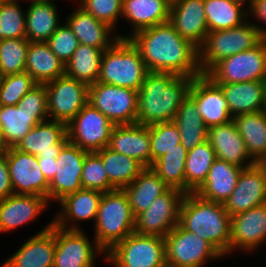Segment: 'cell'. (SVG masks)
Instances as JSON below:
<instances>
[{
	"mask_svg": "<svg viewBox=\"0 0 266 267\" xmlns=\"http://www.w3.org/2000/svg\"><path fill=\"white\" fill-rule=\"evenodd\" d=\"M128 39L138 49L149 72L191 78L202 75L199 49L182 38L169 22L140 30Z\"/></svg>",
	"mask_w": 266,
	"mask_h": 267,
	"instance_id": "obj_1",
	"label": "cell"
},
{
	"mask_svg": "<svg viewBox=\"0 0 266 267\" xmlns=\"http://www.w3.org/2000/svg\"><path fill=\"white\" fill-rule=\"evenodd\" d=\"M193 78L172 73L148 72L138 91L136 124L173 121Z\"/></svg>",
	"mask_w": 266,
	"mask_h": 267,
	"instance_id": "obj_2",
	"label": "cell"
},
{
	"mask_svg": "<svg viewBox=\"0 0 266 267\" xmlns=\"http://www.w3.org/2000/svg\"><path fill=\"white\" fill-rule=\"evenodd\" d=\"M178 224L210 242L224 257L230 255L231 216L223 203L186 193L181 202Z\"/></svg>",
	"mask_w": 266,
	"mask_h": 267,
	"instance_id": "obj_3",
	"label": "cell"
},
{
	"mask_svg": "<svg viewBox=\"0 0 266 267\" xmlns=\"http://www.w3.org/2000/svg\"><path fill=\"white\" fill-rule=\"evenodd\" d=\"M135 217L124 189L102 193L94 223V238L105 251L134 232Z\"/></svg>",
	"mask_w": 266,
	"mask_h": 267,
	"instance_id": "obj_4",
	"label": "cell"
},
{
	"mask_svg": "<svg viewBox=\"0 0 266 267\" xmlns=\"http://www.w3.org/2000/svg\"><path fill=\"white\" fill-rule=\"evenodd\" d=\"M148 72L134 44L119 38L104 50L97 82L139 91Z\"/></svg>",
	"mask_w": 266,
	"mask_h": 267,
	"instance_id": "obj_5",
	"label": "cell"
},
{
	"mask_svg": "<svg viewBox=\"0 0 266 267\" xmlns=\"http://www.w3.org/2000/svg\"><path fill=\"white\" fill-rule=\"evenodd\" d=\"M249 20L234 28L208 32L199 48V69L202 74H206L222 59L254 48L265 38L253 24L254 21Z\"/></svg>",
	"mask_w": 266,
	"mask_h": 267,
	"instance_id": "obj_6",
	"label": "cell"
},
{
	"mask_svg": "<svg viewBox=\"0 0 266 267\" xmlns=\"http://www.w3.org/2000/svg\"><path fill=\"white\" fill-rule=\"evenodd\" d=\"M104 259L114 267H167L165 240L133 232L107 251Z\"/></svg>",
	"mask_w": 266,
	"mask_h": 267,
	"instance_id": "obj_7",
	"label": "cell"
},
{
	"mask_svg": "<svg viewBox=\"0 0 266 267\" xmlns=\"http://www.w3.org/2000/svg\"><path fill=\"white\" fill-rule=\"evenodd\" d=\"M164 240L167 267H205L207 262L224 257L210 242L179 224Z\"/></svg>",
	"mask_w": 266,
	"mask_h": 267,
	"instance_id": "obj_8",
	"label": "cell"
},
{
	"mask_svg": "<svg viewBox=\"0 0 266 267\" xmlns=\"http://www.w3.org/2000/svg\"><path fill=\"white\" fill-rule=\"evenodd\" d=\"M205 75L214 83H240L265 80L266 38L252 49L222 59Z\"/></svg>",
	"mask_w": 266,
	"mask_h": 267,
	"instance_id": "obj_9",
	"label": "cell"
},
{
	"mask_svg": "<svg viewBox=\"0 0 266 267\" xmlns=\"http://www.w3.org/2000/svg\"><path fill=\"white\" fill-rule=\"evenodd\" d=\"M88 103L114 125H130L137 121L138 91L106 83L89 85Z\"/></svg>",
	"mask_w": 266,
	"mask_h": 267,
	"instance_id": "obj_10",
	"label": "cell"
},
{
	"mask_svg": "<svg viewBox=\"0 0 266 267\" xmlns=\"http://www.w3.org/2000/svg\"><path fill=\"white\" fill-rule=\"evenodd\" d=\"M114 124L99 110L87 103L68 123V141L88 152L108 147Z\"/></svg>",
	"mask_w": 266,
	"mask_h": 267,
	"instance_id": "obj_11",
	"label": "cell"
},
{
	"mask_svg": "<svg viewBox=\"0 0 266 267\" xmlns=\"http://www.w3.org/2000/svg\"><path fill=\"white\" fill-rule=\"evenodd\" d=\"M45 88L50 120L68 125L88 103L89 85L66 75L45 83Z\"/></svg>",
	"mask_w": 266,
	"mask_h": 267,
	"instance_id": "obj_12",
	"label": "cell"
},
{
	"mask_svg": "<svg viewBox=\"0 0 266 267\" xmlns=\"http://www.w3.org/2000/svg\"><path fill=\"white\" fill-rule=\"evenodd\" d=\"M185 193L176 188L157 197L149 208L135 217L134 232L165 237L179 223V211Z\"/></svg>",
	"mask_w": 266,
	"mask_h": 267,
	"instance_id": "obj_13",
	"label": "cell"
},
{
	"mask_svg": "<svg viewBox=\"0 0 266 267\" xmlns=\"http://www.w3.org/2000/svg\"><path fill=\"white\" fill-rule=\"evenodd\" d=\"M83 230H67L56 225L53 267H95L96 257L106 252Z\"/></svg>",
	"mask_w": 266,
	"mask_h": 267,
	"instance_id": "obj_14",
	"label": "cell"
},
{
	"mask_svg": "<svg viewBox=\"0 0 266 267\" xmlns=\"http://www.w3.org/2000/svg\"><path fill=\"white\" fill-rule=\"evenodd\" d=\"M3 150L14 194L40 195L48 200L49 181L42 173L37 157L15 147Z\"/></svg>",
	"mask_w": 266,
	"mask_h": 267,
	"instance_id": "obj_15",
	"label": "cell"
},
{
	"mask_svg": "<svg viewBox=\"0 0 266 267\" xmlns=\"http://www.w3.org/2000/svg\"><path fill=\"white\" fill-rule=\"evenodd\" d=\"M88 151L69 141L62 147L56 158L57 171L49 182L48 202H59L65 196L83 189L81 176Z\"/></svg>",
	"mask_w": 266,
	"mask_h": 267,
	"instance_id": "obj_16",
	"label": "cell"
},
{
	"mask_svg": "<svg viewBox=\"0 0 266 267\" xmlns=\"http://www.w3.org/2000/svg\"><path fill=\"white\" fill-rule=\"evenodd\" d=\"M188 95L195 101L207 128L233 120L223 90L207 75L193 78Z\"/></svg>",
	"mask_w": 266,
	"mask_h": 267,
	"instance_id": "obj_17",
	"label": "cell"
},
{
	"mask_svg": "<svg viewBox=\"0 0 266 267\" xmlns=\"http://www.w3.org/2000/svg\"><path fill=\"white\" fill-rule=\"evenodd\" d=\"M29 238L0 267H53L56 248L53 220Z\"/></svg>",
	"mask_w": 266,
	"mask_h": 267,
	"instance_id": "obj_18",
	"label": "cell"
},
{
	"mask_svg": "<svg viewBox=\"0 0 266 267\" xmlns=\"http://www.w3.org/2000/svg\"><path fill=\"white\" fill-rule=\"evenodd\" d=\"M266 243V203L231 217L230 254L256 251Z\"/></svg>",
	"mask_w": 266,
	"mask_h": 267,
	"instance_id": "obj_19",
	"label": "cell"
},
{
	"mask_svg": "<svg viewBox=\"0 0 266 267\" xmlns=\"http://www.w3.org/2000/svg\"><path fill=\"white\" fill-rule=\"evenodd\" d=\"M168 22L182 38L190 41L198 49L203 45L209 32L204 0L172 1Z\"/></svg>",
	"mask_w": 266,
	"mask_h": 267,
	"instance_id": "obj_20",
	"label": "cell"
},
{
	"mask_svg": "<svg viewBox=\"0 0 266 267\" xmlns=\"http://www.w3.org/2000/svg\"><path fill=\"white\" fill-rule=\"evenodd\" d=\"M266 203V176L255 164L243 168L235 189L224 202V207L232 217L251 208Z\"/></svg>",
	"mask_w": 266,
	"mask_h": 267,
	"instance_id": "obj_21",
	"label": "cell"
},
{
	"mask_svg": "<svg viewBox=\"0 0 266 267\" xmlns=\"http://www.w3.org/2000/svg\"><path fill=\"white\" fill-rule=\"evenodd\" d=\"M101 197L102 192L90 189L68 194L58 202L61 211L56 213L53 223L67 230H82L78 225L79 221L93 220L95 223Z\"/></svg>",
	"mask_w": 266,
	"mask_h": 267,
	"instance_id": "obj_22",
	"label": "cell"
},
{
	"mask_svg": "<svg viewBox=\"0 0 266 267\" xmlns=\"http://www.w3.org/2000/svg\"><path fill=\"white\" fill-rule=\"evenodd\" d=\"M67 142V125L48 119L33 127L15 148L36 157L56 159Z\"/></svg>",
	"mask_w": 266,
	"mask_h": 267,
	"instance_id": "obj_23",
	"label": "cell"
},
{
	"mask_svg": "<svg viewBox=\"0 0 266 267\" xmlns=\"http://www.w3.org/2000/svg\"><path fill=\"white\" fill-rule=\"evenodd\" d=\"M48 204L47 198L40 195L13 194L1 199L0 233H8L37 219Z\"/></svg>",
	"mask_w": 266,
	"mask_h": 267,
	"instance_id": "obj_24",
	"label": "cell"
},
{
	"mask_svg": "<svg viewBox=\"0 0 266 267\" xmlns=\"http://www.w3.org/2000/svg\"><path fill=\"white\" fill-rule=\"evenodd\" d=\"M207 136L217 159L242 168L256 164L247 152L245 142L233 120L226 124L209 127Z\"/></svg>",
	"mask_w": 266,
	"mask_h": 267,
	"instance_id": "obj_25",
	"label": "cell"
},
{
	"mask_svg": "<svg viewBox=\"0 0 266 267\" xmlns=\"http://www.w3.org/2000/svg\"><path fill=\"white\" fill-rule=\"evenodd\" d=\"M108 147L113 151L136 159L145 167H151L149 125L136 123L115 125Z\"/></svg>",
	"mask_w": 266,
	"mask_h": 267,
	"instance_id": "obj_26",
	"label": "cell"
},
{
	"mask_svg": "<svg viewBox=\"0 0 266 267\" xmlns=\"http://www.w3.org/2000/svg\"><path fill=\"white\" fill-rule=\"evenodd\" d=\"M170 6L169 0H123L122 17L132 30L129 35L118 34V37L128 39L140 30L168 22Z\"/></svg>",
	"mask_w": 266,
	"mask_h": 267,
	"instance_id": "obj_27",
	"label": "cell"
},
{
	"mask_svg": "<svg viewBox=\"0 0 266 267\" xmlns=\"http://www.w3.org/2000/svg\"><path fill=\"white\" fill-rule=\"evenodd\" d=\"M77 7L66 17L65 22L78 38L79 44L104 51L119 39L118 34L113 32V28L96 19L79 5Z\"/></svg>",
	"mask_w": 266,
	"mask_h": 267,
	"instance_id": "obj_28",
	"label": "cell"
},
{
	"mask_svg": "<svg viewBox=\"0 0 266 267\" xmlns=\"http://www.w3.org/2000/svg\"><path fill=\"white\" fill-rule=\"evenodd\" d=\"M48 119V112H27L18 105L0 106L1 149L15 147L33 127Z\"/></svg>",
	"mask_w": 266,
	"mask_h": 267,
	"instance_id": "obj_29",
	"label": "cell"
},
{
	"mask_svg": "<svg viewBox=\"0 0 266 267\" xmlns=\"http://www.w3.org/2000/svg\"><path fill=\"white\" fill-rule=\"evenodd\" d=\"M215 84L223 90L233 118L265 110V80Z\"/></svg>",
	"mask_w": 266,
	"mask_h": 267,
	"instance_id": "obj_30",
	"label": "cell"
},
{
	"mask_svg": "<svg viewBox=\"0 0 266 267\" xmlns=\"http://www.w3.org/2000/svg\"><path fill=\"white\" fill-rule=\"evenodd\" d=\"M242 167L216 159L204 183L194 192L204 200L223 203L236 187Z\"/></svg>",
	"mask_w": 266,
	"mask_h": 267,
	"instance_id": "obj_31",
	"label": "cell"
},
{
	"mask_svg": "<svg viewBox=\"0 0 266 267\" xmlns=\"http://www.w3.org/2000/svg\"><path fill=\"white\" fill-rule=\"evenodd\" d=\"M25 72L37 84H45L65 75V64L50 50L47 42H29Z\"/></svg>",
	"mask_w": 266,
	"mask_h": 267,
	"instance_id": "obj_32",
	"label": "cell"
},
{
	"mask_svg": "<svg viewBox=\"0 0 266 267\" xmlns=\"http://www.w3.org/2000/svg\"><path fill=\"white\" fill-rule=\"evenodd\" d=\"M170 187L150 168L146 167L124 188L134 217L146 211L152 202Z\"/></svg>",
	"mask_w": 266,
	"mask_h": 267,
	"instance_id": "obj_33",
	"label": "cell"
},
{
	"mask_svg": "<svg viewBox=\"0 0 266 267\" xmlns=\"http://www.w3.org/2000/svg\"><path fill=\"white\" fill-rule=\"evenodd\" d=\"M25 11L26 38L29 42H46L61 25L54 1L30 3Z\"/></svg>",
	"mask_w": 266,
	"mask_h": 267,
	"instance_id": "obj_34",
	"label": "cell"
},
{
	"mask_svg": "<svg viewBox=\"0 0 266 267\" xmlns=\"http://www.w3.org/2000/svg\"><path fill=\"white\" fill-rule=\"evenodd\" d=\"M246 5L243 0H204L208 31L230 29L246 22L249 17Z\"/></svg>",
	"mask_w": 266,
	"mask_h": 267,
	"instance_id": "obj_35",
	"label": "cell"
},
{
	"mask_svg": "<svg viewBox=\"0 0 266 267\" xmlns=\"http://www.w3.org/2000/svg\"><path fill=\"white\" fill-rule=\"evenodd\" d=\"M173 121L179 129L181 144L187 150L207 141L208 128L198 112L195 101L189 95L183 99Z\"/></svg>",
	"mask_w": 266,
	"mask_h": 267,
	"instance_id": "obj_36",
	"label": "cell"
},
{
	"mask_svg": "<svg viewBox=\"0 0 266 267\" xmlns=\"http://www.w3.org/2000/svg\"><path fill=\"white\" fill-rule=\"evenodd\" d=\"M101 157L108 180L115 189H124L146 168L136 159L105 147L96 151Z\"/></svg>",
	"mask_w": 266,
	"mask_h": 267,
	"instance_id": "obj_37",
	"label": "cell"
},
{
	"mask_svg": "<svg viewBox=\"0 0 266 267\" xmlns=\"http://www.w3.org/2000/svg\"><path fill=\"white\" fill-rule=\"evenodd\" d=\"M247 152L257 162L266 154V110L246 113L233 118Z\"/></svg>",
	"mask_w": 266,
	"mask_h": 267,
	"instance_id": "obj_38",
	"label": "cell"
},
{
	"mask_svg": "<svg viewBox=\"0 0 266 267\" xmlns=\"http://www.w3.org/2000/svg\"><path fill=\"white\" fill-rule=\"evenodd\" d=\"M103 52L99 48L79 44L73 56L65 64V75L87 85L96 83Z\"/></svg>",
	"mask_w": 266,
	"mask_h": 267,
	"instance_id": "obj_39",
	"label": "cell"
},
{
	"mask_svg": "<svg viewBox=\"0 0 266 267\" xmlns=\"http://www.w3.org/2000/svg\"><path fill=\"white\" fill-rule=\"evenodd\" d=\"M216 154L209 141L188 150L185 166V194L194 193L205 181Z\"/></svg>",
	"mask_w": 266,
	"mask_h": 267,
	"instance_id": "obj_40",
	"label": "cell"
},
{
	"mask_svg": "<svg viewBox=\"0 0 266 267\" xmlns=\"http://www.w3.org/2000/svg\"><path fill=\"white\" fill-rule=\"evenodd\" d=\"M188 150L179 144L156 160L151 169L170 187L185 193V166Z\"/></svg>",
	"mask_w": 266,
	"mask_h": 267,
	"instance_id": "obj_41",
	"label": "cell"
},
{
	"mask_svg": "<svg viewBox=\"0 0 266 267\" xmlns=\"http://www.w3.org/2000/svg\"><path fill=\"white\" fill-rule=\"evenodd\" d=\"M27 38L0 40V77L25 72Z\"/></svg>",
	"mask_w": 266,
	"mask_h": 267,
	"instance_id": "obj_42",
	"label": "cell"
},
{
	"mask_svg": "<svg viewBox=\"0 0 266 267\" xmlns=\"http://www.w3.org/2000/svg\"><path fill=\"white\" fill-rule=\"evenodd\" d=\"M151 165L174 148H179L181 135L174 121L149 125Z\"/></svg>",
	"mask_w": 266,
	"mask_h": 267,
	"instance_id": "obj_43",
	"label": "cell"
},
{
	"mask_svg": "<svg viewBox=\"0 0 266 267\" xmlns=\"http://www.w3.org/2000/svg\"><path fill=\"white\" fill-rule=\"evenodd\" d=\"M26 11L18 1L0 2V40L26 38Z\"/></svg>",
	"mask_w": 266,
	"mask_h": 267,
	"instance_id": "obj_44",
	"label": "cell"
},
{
	"mask_svg": "<svg viewBox=\"0 0 266 267\" xmlns=\"http://www.w3.org/2000/svg\"><path fill=\"white\" fill-rule=\"evenodd\" d=\"M35 85L27 72L0 77V106H16Z\"/></svg>",
	"mask_w": 266,
	"mask_h": 267,
	"instance_id": "obj_45",
	"label": "cell"
},
{
	"mask_svg": "<svg viewBox=\"0 0 266 267\" xmlns=\"http://www.w3.org/2000/svg\"><path fill=\"white\" fill-rule=\"evenodd\" d=\"M81 184L83 189L102 193L115 189L108 180L101 157L96 152H88L85 156Z\"/></svg>",
	"mask_w": 266,
	"mask_h": 267,
	"instance_id": "obj_46",
	"label": "cell"
},
{
	"mask_svg": "<svg viewBox=\"0 0 266 267\" xmlns=\"http://www.w3.org/2000/svg\"><path fill=\"white\" fill-rule=\"evenodd\" d=\"M76 2L99 21L106 23L114 30L117 28L118 19L122 16L123 0H76Z\"/></svg>",
	"mask_w": 266,
	"mask_h": 267,
	"instance_id": "obj_47",
	"label": "cell"
},
{
	"mask_svg": "<svg viewBox=\"0 0 266 267\" xmlns=\"http://www.w3.org/2000/svg\"><path fill=\"white\" fill-rule=\"evenodd\" d=\"M46 42L64 64L70 60L79 45L78 38L66 22L61 24Z\"/></svg>",
	"mask_w": 266,
	"mask_h": 267,
	"instance_id": "obj_48",
	"label": "cell"
},
{
	"mask_svg": "<svg viewBox=\"0 0 266 267\" xmlns=\"http://www.w3.org/2000/svg\"><path fill=\"white\" fill-rule=\"evenodd\" d=\"M27 112H48L45 84H37L28 91L17 104Z\"/></svg>",
	"mask_w": 266,
	"mask_h": 267,
	"instance_id": "obj_49",
	"label": "cell"
},
{
	"mask_svg": "<svg viewBox=\"0 0 266 267\" xmlns=\"http://www.w3.org/2000/svg\"><path fill=\"white\" fill-rule=\"evenodd\" d=\"M14 194L12 188L6 152L0 149V200Z\"/></svg>",
	"mask_w": 266,
	"mask_h": 267,
	"instance_id": "obj_50",
	"label": "cell"
},
{
	"mask_svg": "<svg viewBox=\"0 0 266 267\" xmlns=\"http://www.w3.org/2000/svg\"><path fill=\"white\" fill-rule=\"evenodd\" d=\"M248 14L249 17H253L258 19V21L261 20V23H263V28L260 25L254 22L253 24L258 28L259 32L266 38V0H255L252 4L248 5ZM265 23V24H264Z\"/></svg>",
	"mask_w": 266,
	"mask_h": 267,
	"instance_id": "obj_51",
	"label": "cell"
},
{
	"mask_svg": "<svg viewBox=\"0 0 266 267\" xmlns=\"http://www.w3.org/2000/svg\"><path fill=\"white\" fill-rule=\"evenodd\" d=\"M37 159L42 173L50 182L57 171L56 159H53V157H37Z\"/></svg>",
	"mask_w": 266,
	"mask_h": 267,
	"instance_id": "obj_52",
	"label": "cell"
},
{
	"mask_svg": "<svg viewBox=\"0 0 266 267\" xmlns=\"http://www.w3.org/2000/svg\"><path fill=\"white\" fill-rule=\"evenodd\" d=\"M256 165L263 171L266 176V154L263 155L257 162Z\"/></svg>",
	"mask_w": 266,
	"mask_h": 267,
	"instance_id": "obj_53",
	"label": "cell"
},
{
	"mask_svg": "<svg viewBox=\"0 0 266 267\" xmlns=\"http://www.w3.org/2000/svg\"><path fill=\"white\" fill-rule=\"evenodd\" d=\"M26 1V0H25ZM31 3H39V2H49L53 0H29Z\"/></svg>",
	"mask_w": 266,
	"mask_h": 267,
	"instance_id": "obj_54",
	"label": "cell"
},
{
	"mask_svg": "<svg viewBox=\"0 0 266 267\" xmlns=\"http://www.w3.org/2000/svg\"><path fill=\"white\" fill-rule=\"evenodd\" d=\"M245 4H247L246 2H248V4H252L255 0H243Z\"/></svg>",
	"mask_w": 266,
	"mask_h": 267,
	"instance_id": "obj_55",
	"label": "cell"
},
{
	"mask_svg": "<svg viewBox=\"0 0 266 267\" xmlns=\"http://www.w3.org/2000/svg\"><path fill=\"white\" fill-rule=\"evenodd\" d=\"M265 94H266V78H265ZM265 110H266V95H265Z\"/></svg>",
	"mask_w": 266,
	"mask_h": 267,
	"instance_id": "obj_56",
	"label": "cell"
},
{
	"mask_svg": "<svg viewBox=\"0 0 266 267\" xmlns=\"http://www.w3.org/2000/svg\"><path fill=\"white\" fill-rule=\"evenodd\" d=\"M0 149H1V124H0Z\"/></svg>",
	"mask_w": 266,
	"mask_h": 267,
	"instance_id": "obj_57",
	"label": "cell"
},
{
	"mask_svg": "<svg viewBox=\"0 0 266 267\" xmlns=\"http://www.w3.org/2000/svg\"><path fill=\"white\" fill-rule=\"evenodd\" d=\"M1 1H18V0H0V2H1Z\"/></svg>",
	"mask_w": 266,
	"mask_h": 267,
	"instance_id": "obj_58",
	"label": "cell"
}]
</instances>
